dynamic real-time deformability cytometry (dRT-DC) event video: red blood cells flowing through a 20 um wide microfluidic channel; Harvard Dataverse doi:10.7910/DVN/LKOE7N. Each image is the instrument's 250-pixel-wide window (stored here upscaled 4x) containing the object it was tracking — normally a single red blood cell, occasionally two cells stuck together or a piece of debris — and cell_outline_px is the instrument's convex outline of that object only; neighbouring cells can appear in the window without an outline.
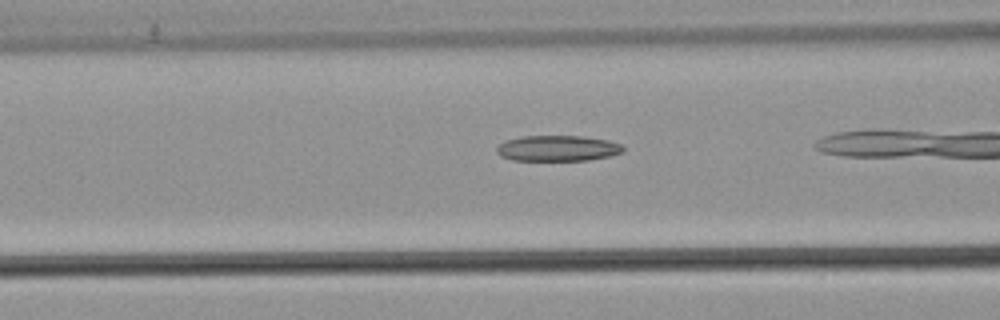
{"species": "common noctule bat (a hibernating species)", "species_latin": "Nyctalus noctula", "temperature_condition": "warm", "stored_images_in_passage": 31, "camera_frame_rate_fps": 3000, "um_per_image_px": 0.085, "animal": {"sex": "male", "body_mass_g": 21.5, "forearm_length_mm": 52.0}, "frame": {"image": 1, "passage_image": 14, "time_ms": 4.333, "image_size_px": [1000, 320], "cell_outline_px": [[624, 152], [608, 156], [588, 160], [512, 160], [500, 156], [496, 152], [496, 148], [504, 140], [524, 136], [584, 136], [608, 140], [620, 144], [624, 148]], "centroid_in_image_um": [47.38, 12.6], "position_along_channel_um": 119.2, "area_um2": 18.96}}